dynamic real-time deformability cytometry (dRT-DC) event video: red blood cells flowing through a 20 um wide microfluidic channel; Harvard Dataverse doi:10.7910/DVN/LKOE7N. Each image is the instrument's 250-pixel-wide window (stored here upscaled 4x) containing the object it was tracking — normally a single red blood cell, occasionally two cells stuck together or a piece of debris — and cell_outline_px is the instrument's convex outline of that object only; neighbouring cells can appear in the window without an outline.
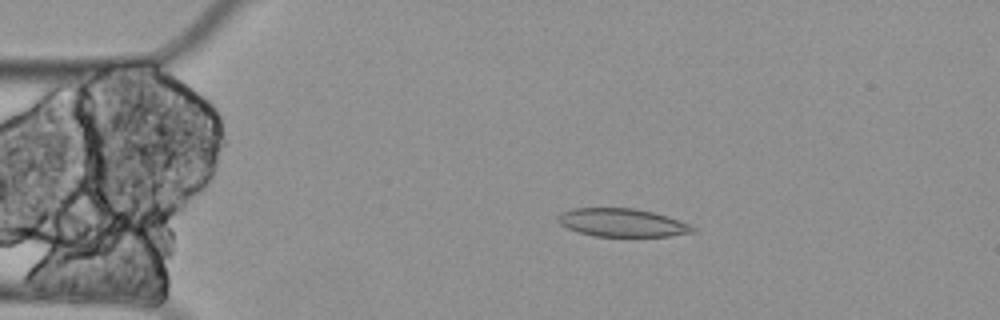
{"species": "Egyptian fruit bat (a non-hibernating species)", "species_latin": "Rousettus aegyptiacus", "temperature_condition": "cold", "stored_images_in_passage": 4, "camera_frame_rate_fps": 3000, "um_per_image_px": 0.085, "animal": {"sex": "female"}, "frame": {"image": 1, "passage_image": 3, "time_ms": 0.667, "image_size_px": [1000, 320], "cell_outline_px": [[696, 232], [668, 236], [596, 236], [580, 232], [568, 228], [560, 224], [556, 220], [560, 212], [572, 208], [632, 208], [652, 212], [668, 216], [680, 220], [696, 228]], "centroid_in_image_um": [52.88, 18.92], "position_along_channel_um": 32.1, "area_um2": 22.08}}